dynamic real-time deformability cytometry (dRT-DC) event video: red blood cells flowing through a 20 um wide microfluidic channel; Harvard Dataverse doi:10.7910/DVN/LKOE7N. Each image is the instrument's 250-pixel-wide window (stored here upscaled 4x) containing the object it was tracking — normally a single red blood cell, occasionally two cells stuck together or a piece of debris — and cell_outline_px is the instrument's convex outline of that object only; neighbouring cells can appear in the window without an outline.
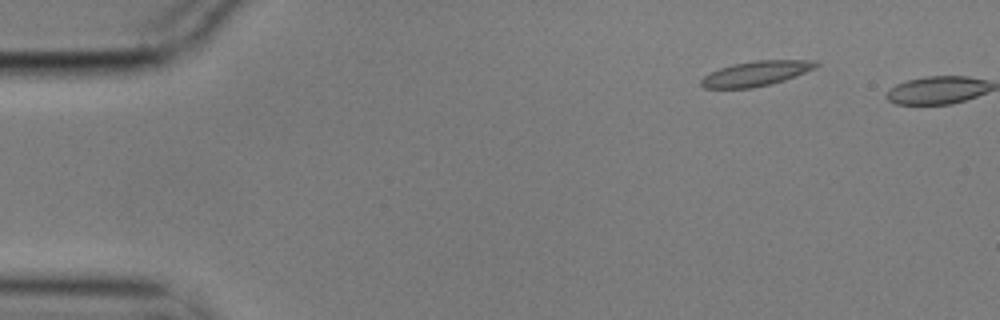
{"species": "common noctule bat (a hibernating species)", "species_latin": "Nyctalus noctula", "temperature_condition": "cold", "stored_images_in_passage": 2, "camera_frame_rate_fps": 3000, "um_per_image_px": 0.085, "animal": {"sex": "male", "body_mass_g": 17.9}, "frame": {"image": 1, "passage_image": 1, "time_ms": 0.0, "image_size_px": [1000, 320], "cell_outline_px": [[820, 64], [816, 68], [796, 76], [772, 84], [752, 88], [704, 88], [700, 84], [700, 80], [704, 76], [720, 68], [732, 64], [756, 60], [816, 60]], "centroid_in_image_um": [64.3, 6.24], "position_along_channel_um": 20.7, "area_um2": 16.76}}